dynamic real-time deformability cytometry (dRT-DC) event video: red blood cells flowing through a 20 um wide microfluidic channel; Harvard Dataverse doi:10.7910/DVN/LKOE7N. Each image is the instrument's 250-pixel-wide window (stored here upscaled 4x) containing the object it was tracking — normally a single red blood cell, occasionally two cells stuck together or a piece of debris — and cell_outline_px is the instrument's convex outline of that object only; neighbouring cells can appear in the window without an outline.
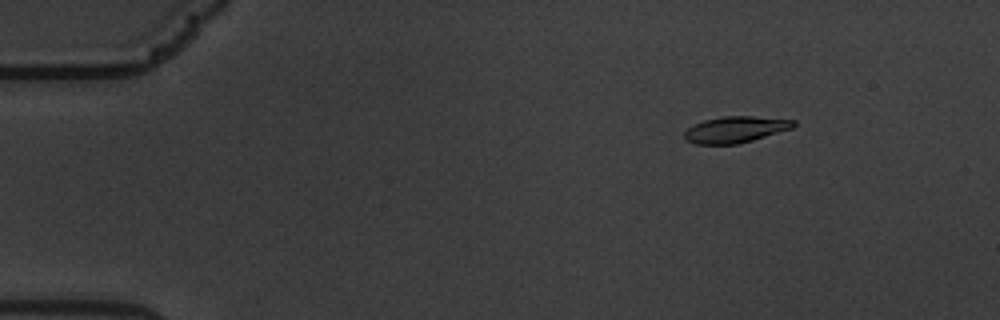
{"species": "common noctule bat (a hibernating species)", "species_latin": "Nyctalus noctula", "temperature_condition": "warm", "stored_images_in_passage": 61, "camera_frame_rate_fps": 3000, "um_per_image_px": 0.085, "animal": {"sex": "male", "body_mass_g": 19.5, "forearm_length_mm": 54.6}, "frame": {"image": 1, "passage_image": 9, "time_ms": 2.667, "image_size_px": [1000, 320], "cell_outline_px": [[796, 124], [792, 128], [752, 140], [736, 144], [696, 144], [688, 140], [684, 136], [684, 132], [692, 124], [704, 120], [724, 116], [752, 116], [796, 120]], "centroid_in_image_um": [62.5, 11.0], "position_along_channel_um": 22.5, "area_um2": 16.59}}
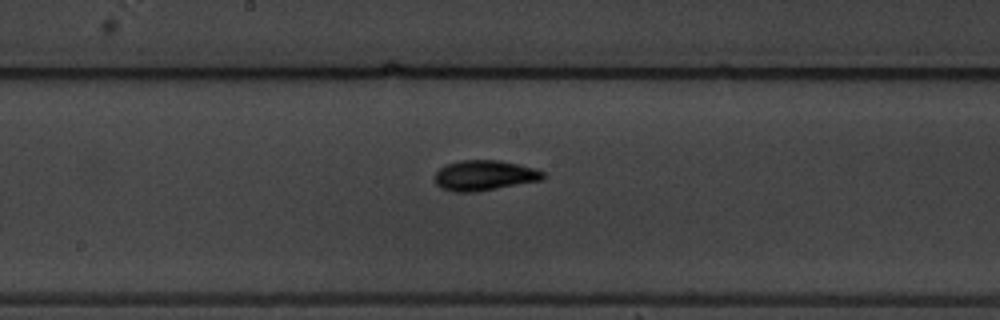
{"frame": {"image": 2, "passage_image": 33, "time_ms": 10.667, "image_size_px": [1000, 320], "cell_outline_px": [[548, 176], [540, 180], [476, 192], [456, 192], [440, 188], [436, 184], [436, 172], [444, 164], [460, 160], [500, 160], [520, 164], [536, 168], [544, 172]], "centroid_in_image_um": [41.19, 14.9], "position_along_channel_um": 207.0, "area_um2": 19.25}}
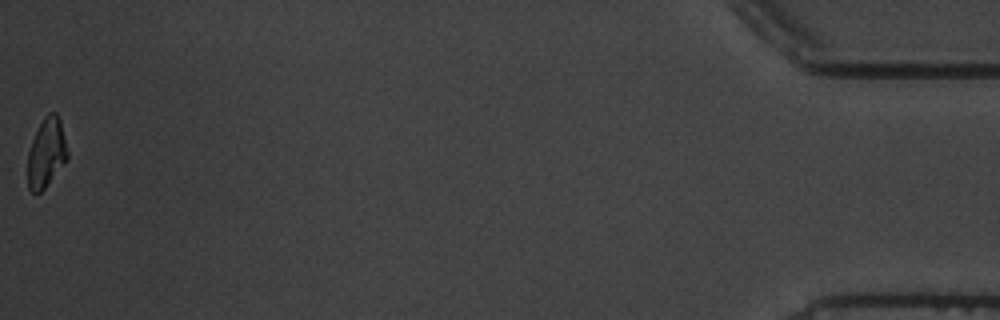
{"frame": {"image": 3, "passage_image": 61, "time_ms": 20.0, "image_size_px": [1000, 320], "cell_outline_px": [[68, 156], [44, 188], [40, 192], [32, 192], [28, 188], [28, 152], [32, 140], [44, 116], [48, 112], [56, 112], [60, 120], [68, 152]], "centroid_in_image_um": [3.93, 12.96], "position_along_channel_um": 431.3, "area_um2": 15.61}, "authors_computed_cell_mechanics": {"area_um2": 17.5134, "velocity_mm_per_s": 3.3952, "shape_relaxation_time_tau1_ms": 3.8563, "shape_relaxation_time_tau2_ms": 2.9415, "deformation_change_tau1": 0.1709, "deformation_change_tau2": 0.0641}}